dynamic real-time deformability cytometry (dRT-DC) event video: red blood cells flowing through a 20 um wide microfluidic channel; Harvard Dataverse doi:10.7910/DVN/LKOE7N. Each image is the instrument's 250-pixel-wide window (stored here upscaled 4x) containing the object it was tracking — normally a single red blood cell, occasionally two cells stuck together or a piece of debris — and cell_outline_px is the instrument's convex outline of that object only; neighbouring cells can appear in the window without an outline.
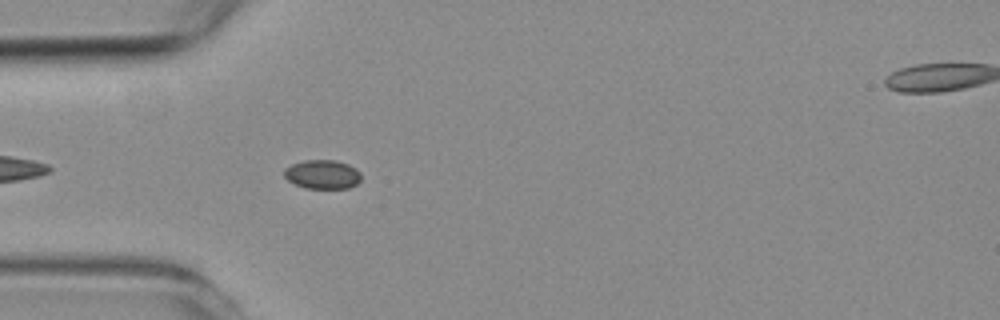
{"species": "common noctule bat (a hibernating species)", "species_latin": "Nyctalus noctula", "temperature_condition": "room temperature", "stored_images_in_passage": 6, "segment_of_instrument_passage": [1, 2], "camera_frame_rate_fps": 3000, "um_per_image_px": 0.085, "animal": {"sex": "female", "body_mass_g": 19.3, "forearm_length_mm": 54.1}, "frame": {"image": 1, "passage_image": 5, "time_ms": 5.0, "image_size_px": [1000, 320], "cell_outline_px": [[360, 180], [356, 184], [348, 188], [304, 188], [288, 180], [284, 176], [284, 168], [292, 164], [304, 160], [336, 160], [348, 164], [356, 168], [360, 172]], "centroid_in_image_um": [27.41, 14.81], "position_along_channel_um": 57.6, "area_um2": 13.01}}